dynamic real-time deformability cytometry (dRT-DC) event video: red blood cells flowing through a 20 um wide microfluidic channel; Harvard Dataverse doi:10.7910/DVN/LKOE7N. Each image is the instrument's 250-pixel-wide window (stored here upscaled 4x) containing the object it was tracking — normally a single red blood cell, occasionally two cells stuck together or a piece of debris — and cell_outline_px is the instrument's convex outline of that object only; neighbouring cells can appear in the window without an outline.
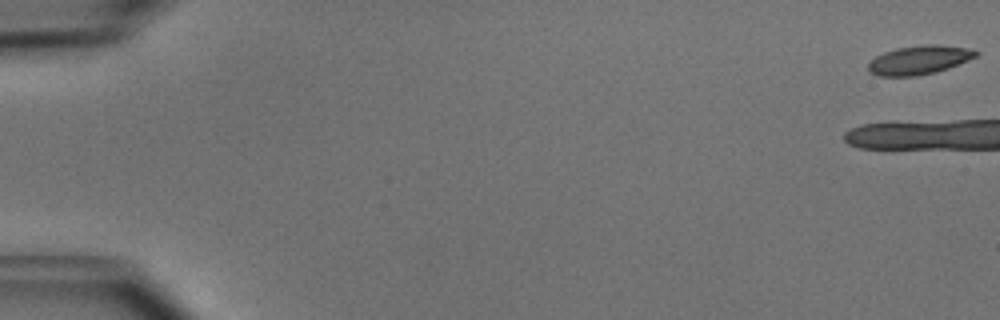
{"species": "common noctule bat (a hibernating species)", "species_latin": "Nyctalus noctula", "temperature_condition": "cold", "stored_images_in_passage": 7, "camera_frame_rate_fps": 3000, "um_per_image_px": 0.085, "animal": {"sex": "male", "body_mass_g": 15.6}, "frame": {"image": 1, "passage_image": 1, "time_ms": 0.0, "image_size_px": [1000, 320], "cell_outline_px": [[980, 52], [976, 56], [968, 60], [948, 68], [936, 72], [916, 76], [880, 76], [868, 72], [868, 64], [876, 56], [884, 52], [896, 48], [924, 44], [940, 44], [964, 48]], "centroid_in_image_um": [78.1, 5.1], "position_along_channel_um": 6.9, "area_um2": 18.03}}